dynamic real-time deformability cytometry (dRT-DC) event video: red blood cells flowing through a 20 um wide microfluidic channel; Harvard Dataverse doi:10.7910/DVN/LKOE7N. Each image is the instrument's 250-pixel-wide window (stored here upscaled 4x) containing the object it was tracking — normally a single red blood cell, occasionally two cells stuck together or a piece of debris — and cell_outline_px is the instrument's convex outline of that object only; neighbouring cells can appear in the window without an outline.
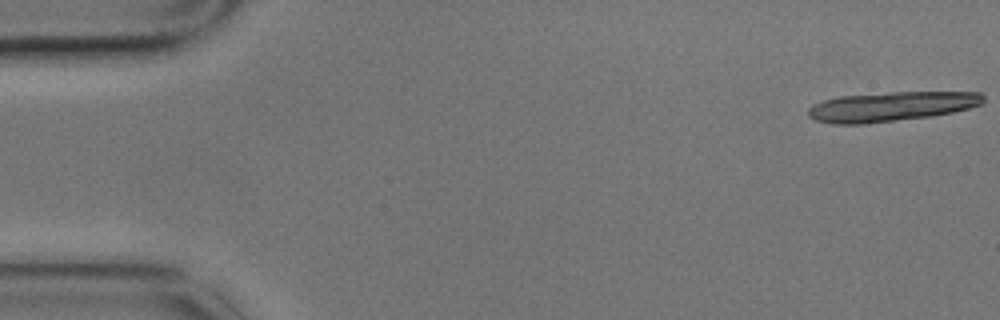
{"species": "common noctule bat (a hibernating species)", "species_latin": "Nyctalus noctula", "temperature_condition": "cold", "stored_images_in_passage": 18, "camera_frame_rate_fps": 3000, "um_per_image_px": 0.085, "animal": {"sex": "male", "body_mass_g": 17.9}, "frame": {"image": 1, "passage_image": 1, "time_ms": 0.0, "image_size_px": [1000, 320], "cell_outline_px": [[984, 100], [980, 104], [968, 108], [952, 112], [932, 116], [864, 124], [832, 124], [816, 120], [808, 116], [808, 108], [812, 104], [824, 100], [840, 96], [892, 92], [980, 92], [984, 96]], "centroid_in_image_um": [75.72, 9.05], "position_along_channel_um": 9.3, "area_um2": 30.11}}